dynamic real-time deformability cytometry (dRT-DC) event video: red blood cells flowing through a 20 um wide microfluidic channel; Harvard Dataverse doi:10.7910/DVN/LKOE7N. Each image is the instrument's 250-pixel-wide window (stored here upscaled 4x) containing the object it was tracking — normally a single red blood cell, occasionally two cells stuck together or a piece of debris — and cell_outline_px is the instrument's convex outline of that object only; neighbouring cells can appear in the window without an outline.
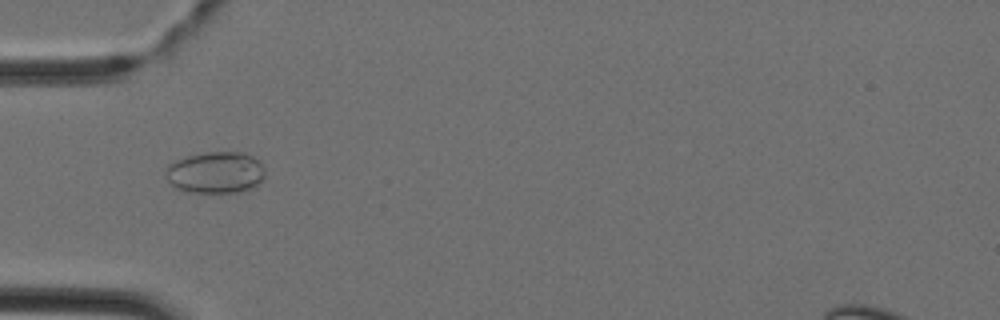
{"species": "Egyptian fruit bat (a non-hibernating species)", "species_latin": "Rousettus aegyptiacus", "temperature_condition": "cold", "stored_images_in_passage": 35, "camera_frame_rate_fps": 3000, "um_per_image_px": 0.085, "animal": {"sex": "female"}, "frame": {"image": 1, "passage_image": 5, "time_ms": 1.333, "image_size_px": [1000, 320], "cell_outline_px": [[264, 176], [252, 188], [240, 192], [188, 192], [176, 188], [168, 180], [168, 164], [184, 156], [204, 152], [244, 152], [260, 160], [264, 168]], "centroid_in_image_um": [18.34, 14.64], "position_along_channel_um": 66.7, "area_um2": 24.04}}
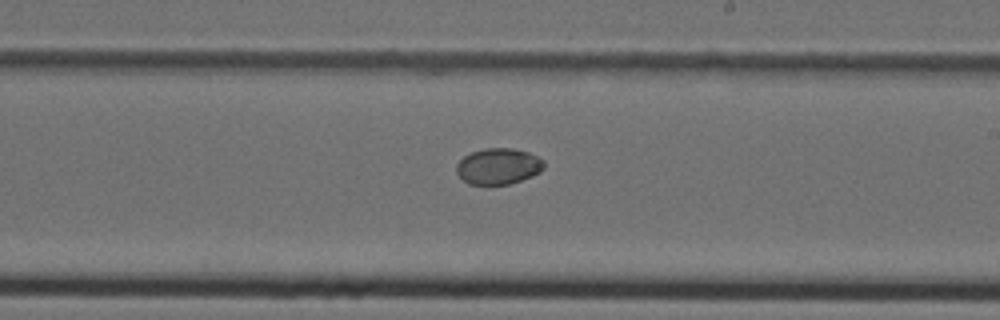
{"frame": {"image": 2, "passage_image": 17, "time_ms": 5.333, "image_size_px": [1000, 320], "cell_outline_px": [[544, 168], [540, 172], [532, 176], [508, 184], [468, 184], [456, 172], [456, 164], [464, 156], [472, 152], [484, 148], [512, 148], [528, 152], [544, 160]], "centroid_in_image_um": [42.36, 14.12], "position_along_channel_um": 246.6, "area_um2": 18.32}}
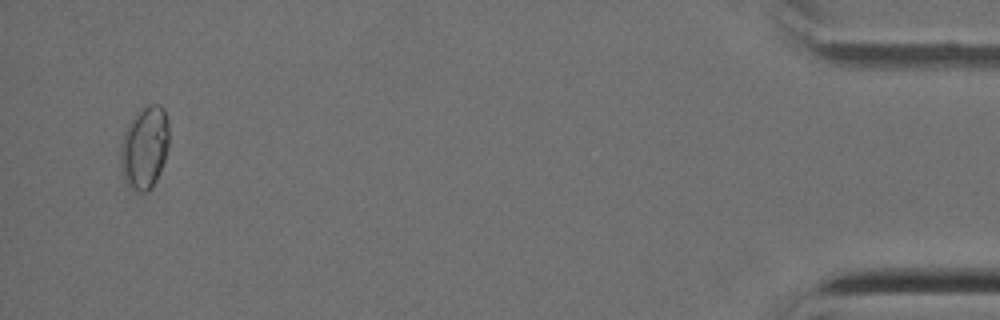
{"frame": {"image": 3, "passage_image": 34, "time_ms": 11.0, "image_size_px": [1000, 320], "cell_outline_px": [[168, 144], [164, 160], [156, 180], [152, 188], [148, 192], [132, 192], [124, 176], [120, 164], [120, 144], [124, 132], [128, 124], [148, 104], [160, 104], [164, 108], [168, 120]], "centroid_in_image_um": [12.29, 12.57], "position_along_channel_um": 422.9, "area_um2": 23.24}}